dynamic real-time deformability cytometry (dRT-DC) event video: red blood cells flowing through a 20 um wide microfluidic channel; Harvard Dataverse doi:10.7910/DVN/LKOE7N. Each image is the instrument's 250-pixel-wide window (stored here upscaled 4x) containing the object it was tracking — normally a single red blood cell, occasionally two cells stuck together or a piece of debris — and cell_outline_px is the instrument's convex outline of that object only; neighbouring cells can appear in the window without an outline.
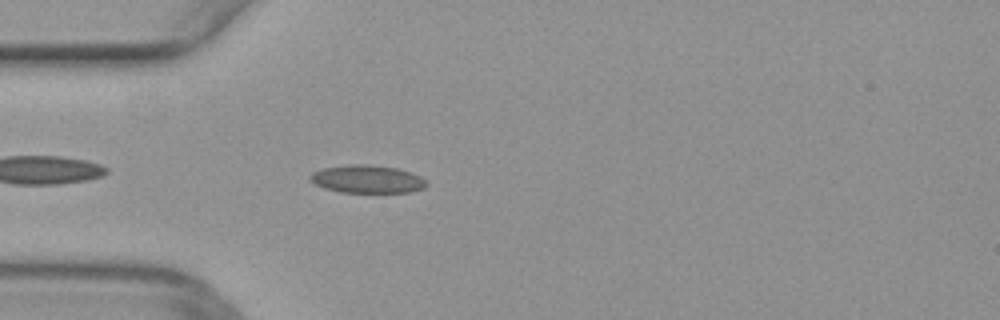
{"species": "common noctule bat (a hibernating species)", "species_latin": "Nyctalus noctula", "temperature_condition": "warm", "stored_images_in_passage": 29, "camera_frame_rate_fps": 3000, "um_per_image_px": 0.085, "animal": {"sex": "female", "body_mass_g": 29.2, "forearm_length_mm": 56.3}, "frame": {"image": 1, "passage_image": 3, "time_ms": 0.667, "image_size_px": [1000, 320], "cell_outline_px": [[428, 184], [424, 188], [412, 192], [340, 192], [324, 188], [308, 180], [308, 176], [312, 172], [324, 168], [352, 164], [364, 164], [396, 168], [412, 172], [428, 180]], "centroid_in_image_um": [31.23, 15.23], "position_along_channel_um": 53.8, "area_um2": 19.02}}
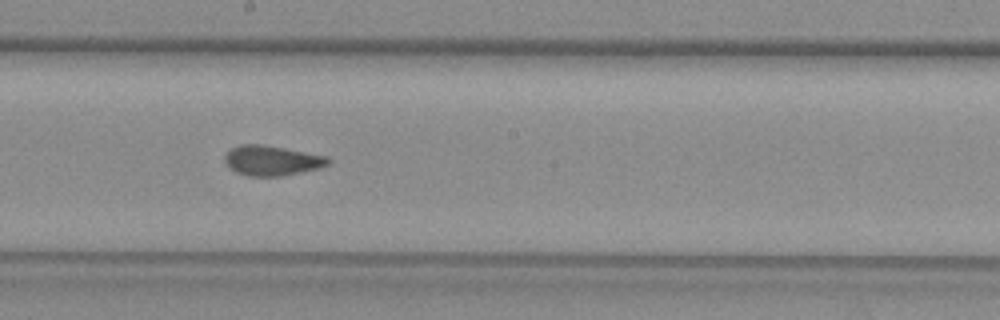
{"frame": {"image": 2, "passage_image": 16, "time_ms": 5.0, "image_size_px": [1000, 320], "cell_outline_px": [[332, 160], [328, 164], [320, 168], [280, 176], [248, 176], [236, 172], [228, 168], [224, 160], [224, 156], [232, 148], [240, 144], [260, 144], [284, 148], [328, 156]], "centroid_in_image_um": [23.1, 13.65], "position_along_channel_um": 225.1, "area_um2": 18.09}}
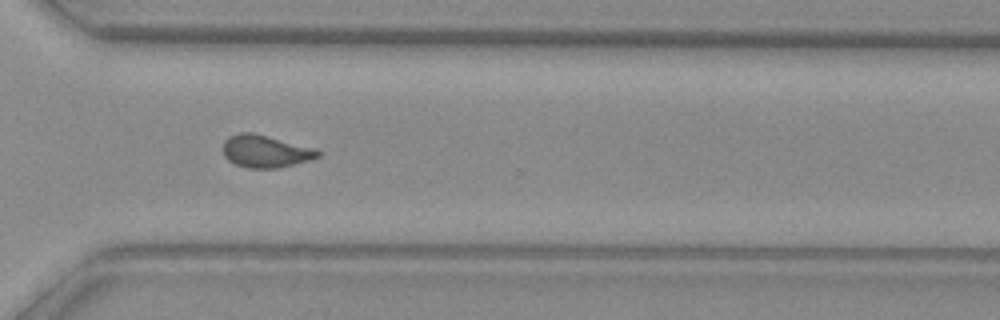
{"frame": {"image": 3, "passage_image": 25, "time_ms": 8.0, "image_size_px": [1000, 320], "cell_outline_px": [[320, 156], [308, 160], [280, 168], [248, 168], [236, 164], [228, 160], [224, 156], [224, 140], [228, 136], [240, 132], [252, 132], [316, 148], [320, 152]], "centroid_in_image_um": [22.56, 12.85], "position_along_channel_um": 348.0, "area_um2": 17.92}}